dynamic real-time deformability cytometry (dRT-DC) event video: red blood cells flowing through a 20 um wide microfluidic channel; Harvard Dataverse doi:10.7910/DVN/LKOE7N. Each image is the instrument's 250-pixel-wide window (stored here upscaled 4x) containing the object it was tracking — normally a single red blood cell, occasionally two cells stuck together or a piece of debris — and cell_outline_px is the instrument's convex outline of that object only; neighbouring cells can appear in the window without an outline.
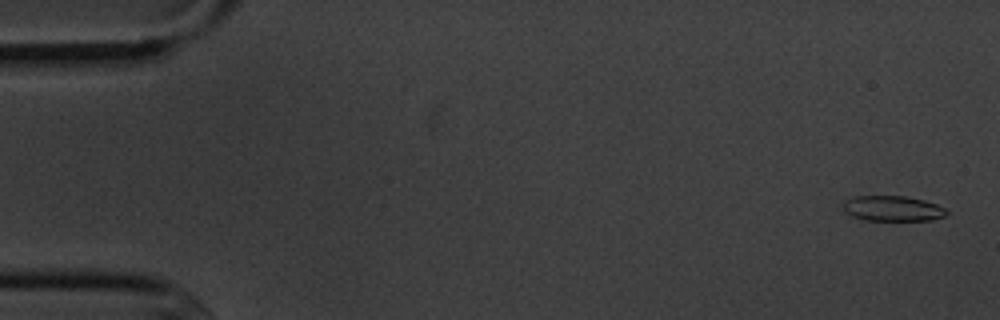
{"species": "common noctule bat (a hibernating species)", "species_latin": "Nyctalus noctula", "temperature_condition": "cold", "stored_images_in_passage": 4, "camera_frame_rate_fps": 3000, "um_per_image_px": 0.085, "animal": {"sex": "male", "body_mass_g": 20.1, "forearm_length_mm": 53.5}, "frame": {"image": 1, "passage_image": 1, "time_ms": 0.0, "image_size_px": [1000, 320], "cell_outline_px": [[948, 212], [944, 216], [932, 220], [868, 220], [852, 216], [844, 212], [840, 204], [856, 196], [904, 196], [924, 200], [936, 204], [944, 208]], "centroid_in_image_um": [75.85, 17.72], "position_along_channel_um": 9.2, "area_um2": 15.2}}
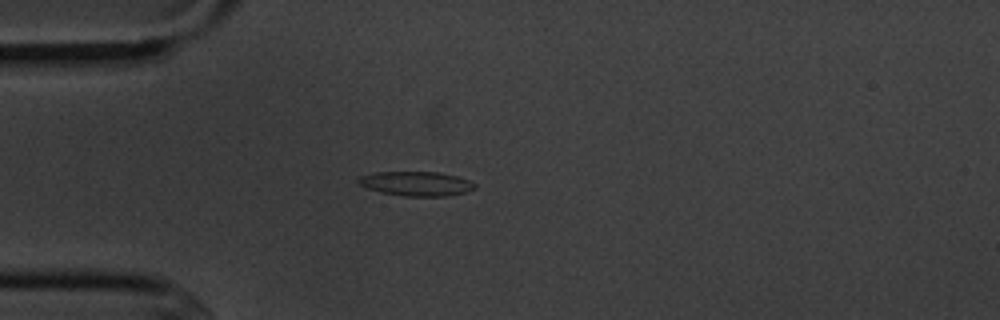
{"frame": {"image": 2, "passage_image": 4, "time_ms": 4.333, "image_size_px": [1000, 320], "cell_outline_px": [[476, 188], [464, 192], [448, 196], [404, 196], [380, 192], [368, 188], [360, 184], [356, 180], [360, 176], [376, 172], [436, 172], [456, 176], [468, 180], [476, 184]], "centroid_in_image_um": [35.37, 15.61], "position_along_channel_um": 49.6, "area_um2": 16.42}}